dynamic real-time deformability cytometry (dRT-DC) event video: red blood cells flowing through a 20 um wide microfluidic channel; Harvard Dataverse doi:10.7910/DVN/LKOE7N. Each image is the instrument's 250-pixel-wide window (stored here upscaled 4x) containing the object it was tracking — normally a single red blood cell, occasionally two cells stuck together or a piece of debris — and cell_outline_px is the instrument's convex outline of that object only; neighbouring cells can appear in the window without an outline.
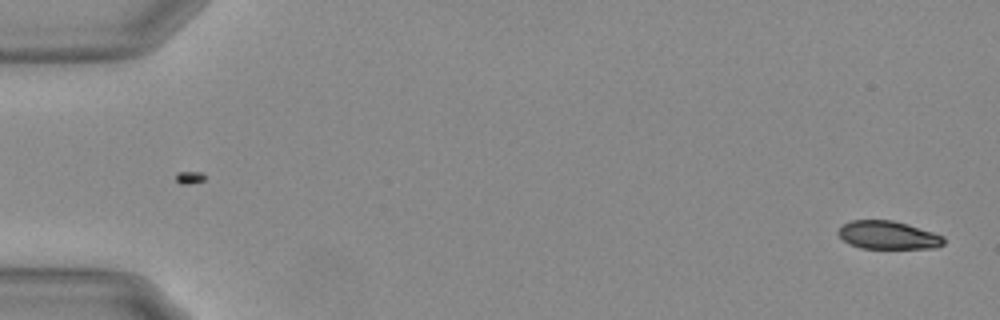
{"species": "Egyptian fruit bat (a non-hibernating species)", "species_latin": "Rousettus aegyptiacus", "temperature_condition": "warm", "stored_images_in_passage": 13, "camera_frame_rate_fps": 3000, "um_per_image_px": 0.085, "animal": {"sex": "female"}, "frame": {"image": 1, "passage_image": 1, "time_ms": 0.0, "image_size_px": [1000, 320], "cell_outline_px": [[944, 244], [936, 248], [860, 248], [848, 244], [836, 232], [844, 224], [852, 220], [892, 220], [908, 224], [944, 236]], "centroid_in_image_um": [75.48, 19.99], "position_along_channel_um": 9.5, "area_um2": 17.28}}